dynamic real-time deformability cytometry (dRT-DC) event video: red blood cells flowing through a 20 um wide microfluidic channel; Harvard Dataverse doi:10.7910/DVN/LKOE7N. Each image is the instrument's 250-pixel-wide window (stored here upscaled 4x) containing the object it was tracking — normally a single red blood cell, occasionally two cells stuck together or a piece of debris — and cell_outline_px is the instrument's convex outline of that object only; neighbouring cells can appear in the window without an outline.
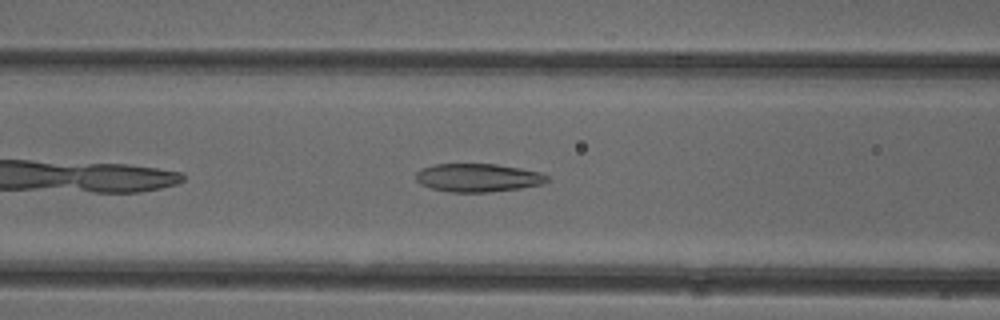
{"species": "common noctule bat (a hibernating species)", "species_latin": "Nyctalus noctula", "temperature_condition": "cold", "stored_images_in_passage": 39, "camera_frame_rate_fps": 3000, "um_per_image_px": 0.085, "animal": {"sex": "female"}, "frame": {"image": 1, "passage_image": 8, "time_ms": 2.333, "image_size_px": [1000, 320], "cell_outline_px": [[548, 180], [544, 184], [520, 188], [488, 192], [448, 192], [432, 188], [420, 184], [416, 180], [416, 172], [420, 168], [432, 164], [496, 164], [520, 168], [540, 172], [548, 176]], "centroid_in_image_um": [40.6, 15.1], "position_along_channel_um": 126.0, "area_um2": 21.73}}
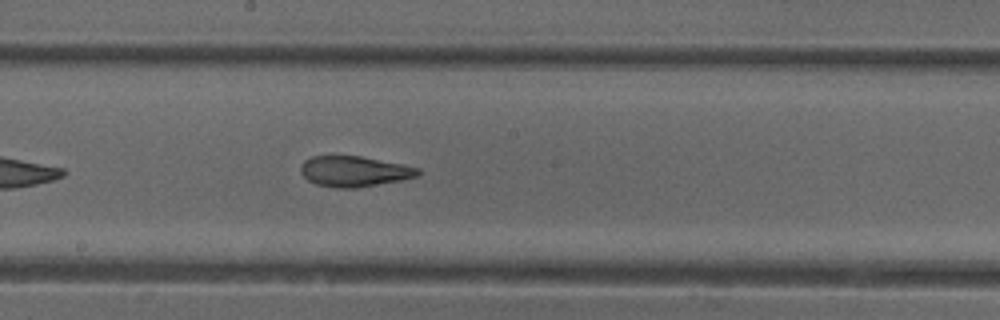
{"frame": {"image": 2, "passage_image": 15, "time_ms": 4.667, "image_size_px": [1000, 320], "cell_outline_px": [[420, 172], [416, 176], [400, 180], [356, 188], [336, 188], [316, 184], [308, 180], [300, 172], [300, 164], [304, 160], [312, 156], [360, 156], [404, 164], [420, 168]], "centroid_in_image_um": [30.08, 14.56], "position_along_channel_um": 218.1, "area_um2": 20.87}}
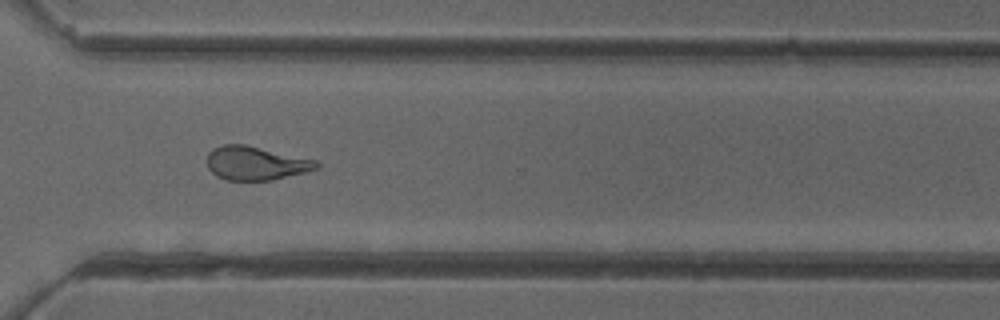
{"frame": {"image": 3, "passage_image": 25, "time_ms": 8.0, "image_size_px": [1000, 320], "cell_outline_px": [[320, 164], [316, 168], [304, 172], [272, 180], [228, 180], [216, 176], [208, 168], [208, 152], [212, 148], [224, 144], [244, 144], [316, 160]], "centroid_in_image_um": [21.7, 13.87], "position_along_channel_um": 348.9, "area_um2": 21.27}, "authors_computed_cell_mechanics": {"area_um2": 21.7328, "velocity_mm_per_s": 3.9461, "shape_relaxation_time_tau1_ms": 7.4136, "shape_relaxation_time_tau2_ms": 2.2512, "deformation_change_tau1": 0.1967, "deformation_change_tau2": 0.092}}